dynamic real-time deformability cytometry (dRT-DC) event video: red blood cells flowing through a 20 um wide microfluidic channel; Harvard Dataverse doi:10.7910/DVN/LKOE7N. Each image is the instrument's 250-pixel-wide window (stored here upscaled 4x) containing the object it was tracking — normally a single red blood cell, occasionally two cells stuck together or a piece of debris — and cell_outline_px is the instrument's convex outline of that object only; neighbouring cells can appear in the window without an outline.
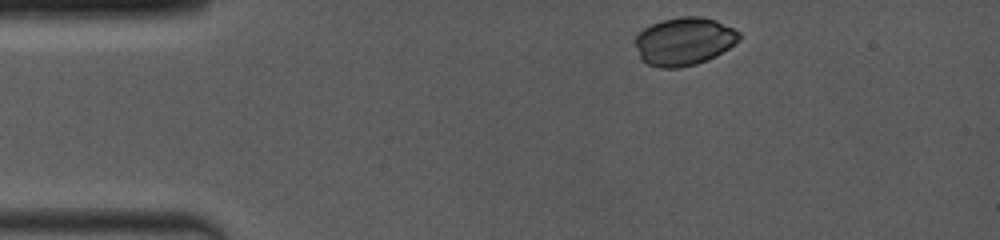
{"species": "common noctule bat (a hibernating species)", "species_latin": "Nyctalus noctula", "temperature_condition": "room temperature", "stored_images_in_passage": 9, "camera_frame_rate_fps": 4000, "um_per_image_px": 0.085, "animal": {"sex": "female", "body_mass_g": 19.0, "forearm_length_mm": 53.3}, "frame": {"image": 1, "passage_image": 3, "time_ms": 0.5, "image_size_px": [1000, 240], "cell_outline_px": [[740, 40], [716, 56], [696, 64], [680, 68], [660, 68], [648, 64], [640, 60], [636, 44], [636, 36], [644, 28], [652, 24], [664, 20], [680, 16], [704, 16], [716, 20], [740, 32]], "centroid_in_image_um": [58.15, 3.52], "position_along_channel_um": 26.8, "area_um2": 29.07}}
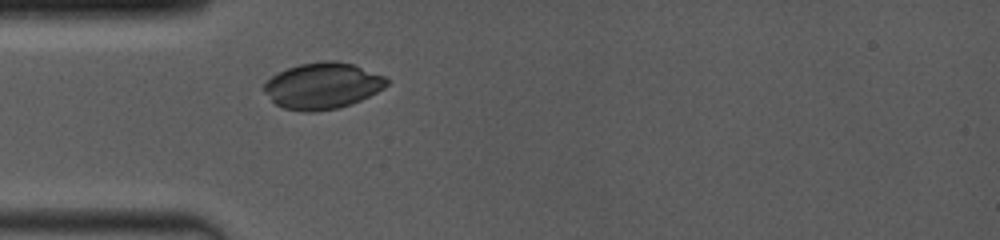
{"frame": {"image": 2, "passage_image": 9, "time_ms": 2.75, "image_size_px": [1000, 240], "cell_outline_px": [[388, 84], [384, 88], [360, 100], [336, 108], [316, 112], [304, 112], [284, 108], [276, 104], [264, 92], [264, 84], [272, 76], [288, 68], [300, 64], [324, 60], [336, 60], [352, 64], [384, 76], [388, 80]], "centroid_in_image_um": [27.41, 7.29], "position_along_channel_um": 57.6, "area_um2": 32.71}}